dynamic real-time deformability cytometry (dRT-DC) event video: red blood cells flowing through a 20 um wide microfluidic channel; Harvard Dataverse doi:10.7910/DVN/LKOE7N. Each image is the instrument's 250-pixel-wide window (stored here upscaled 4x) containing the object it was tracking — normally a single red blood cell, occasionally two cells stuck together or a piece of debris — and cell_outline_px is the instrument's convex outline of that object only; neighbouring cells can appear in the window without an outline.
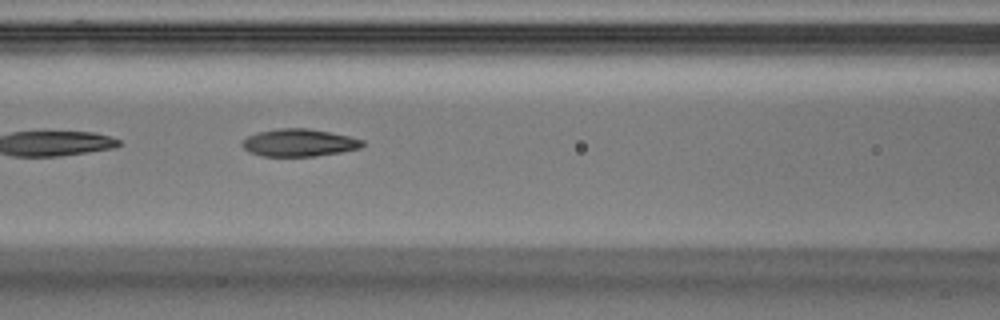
{"species": "Egyptian fruit bat (a non-hibernating species)", "species_latin": "Rousettus aegyptiacus", "temperature_condition": "warm", "stored_images_in_passage": 14, "camera_frame_rate_fps": 3000, "um_per_image_px": 0.085, "animal": {"sex": "male"}, "frame": {"image": 1, "passage_image": 7, "time_ms": 2.0, "image_size_px": [1000, 320], "cell_outline_px": [[364, 144], [360, 148], [340, 152], [316, 156], [264, 156], [248, 152], [240, 144], [248, 136], [260, 132], [280, 128], [308, 128], [348, 136], [364, 140]], "centroid_in_image_um": [25.42, 12.13], "position_along_channel_um": 141.2, "area_um2": 19.07}}